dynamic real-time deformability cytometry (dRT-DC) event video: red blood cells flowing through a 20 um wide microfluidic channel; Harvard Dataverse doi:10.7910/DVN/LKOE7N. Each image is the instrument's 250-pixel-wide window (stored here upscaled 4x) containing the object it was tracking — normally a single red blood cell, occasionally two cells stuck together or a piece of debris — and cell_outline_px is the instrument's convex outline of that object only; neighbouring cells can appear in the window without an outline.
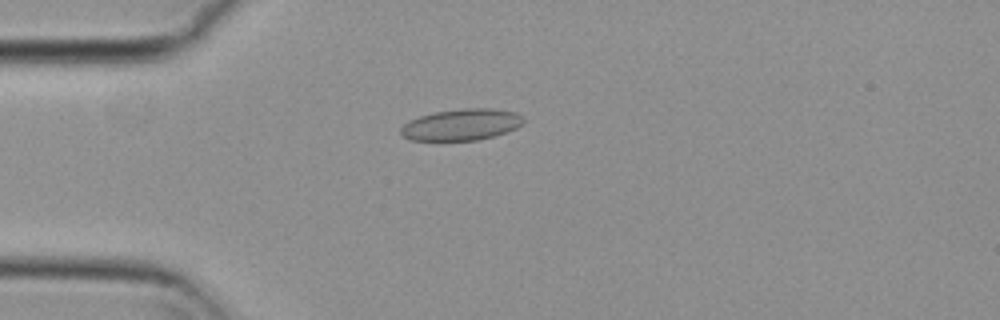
{"species": "common noctule bat (a hibernating species)", "species_latin": "Nyctalus noctula", "temperature_condition": "cold", "stored_images_in_passage": 46, "camera_frame_rate_fps": 3000, "um_per_image_px": 0.085, "animal": {"sex": "female", "body_mass_g": 29.2, "forearm_length_mm": 56.3}, "frame": {"image": 1, "passage_image": 5, "time_ms": 1.333, "image_size_px": [1000, 320], "cell_outline_px": [[524, 124], [508, 132], [476, 140], [408, 140], [400, 136], [400, 128], [408, 120], [420, 116], [436, 112], [460, 108], [492, 108], [516, 112], [524, 116]], "centroid_in_image_um": [39.23, 10.59], "position_along_channel_um": 45.8, "area_um2": 22.72}}
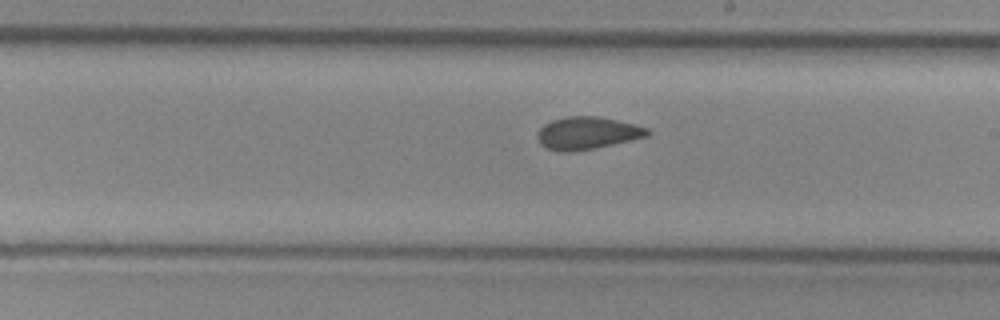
{"frame": {"image": 2, "passage_image": 22, "time_ms": 7.0, "image_size_px": [1000, 320], "cell_outline_px": [[652, 132], [648, 136], [596, 148], [572, 152], [560, 152], [548, 148], [540, 144], [536, 136], [536, 132], [544, 124], [552, 120], [564, 116], [596, 116], [636, 124], [648, 128]], "centroid_in_image_um": [49.9, 11.31], "position_along_channel_um": 239.1, "area_um2": 21.04}}
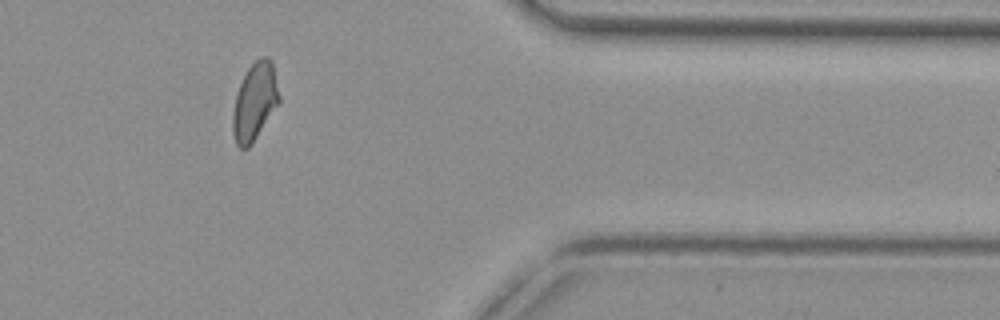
{"frame": {"image": 3, "passage_image": 36, "time_ms": 11.667, "image_size_px": [1000, 320], "cell_outline_px": [[280, 104], [252, 144], [248, 148], [240, 148], [236, 144], [232, 132], [232, 116], [236, 96], [240, 84], [248, 68], [260, 56], [268, 56], [272, 60], [280, 96]], "centroid_in_image_um": [21.68, 8.66], "position_along_channel_um": 389.7, "area_um2": 21.21}, "authors_computed_cell_mechanics": {"area_um2": 21.0103, "velocity_mm_per_s": 3.7075, "shape_relaxation_time_tau1_ms": null, "shape_relaxation_time_tau2_ms": 1.784, "deformation_change_tau1": null, "deformation_change_tau2": 0.0663}}